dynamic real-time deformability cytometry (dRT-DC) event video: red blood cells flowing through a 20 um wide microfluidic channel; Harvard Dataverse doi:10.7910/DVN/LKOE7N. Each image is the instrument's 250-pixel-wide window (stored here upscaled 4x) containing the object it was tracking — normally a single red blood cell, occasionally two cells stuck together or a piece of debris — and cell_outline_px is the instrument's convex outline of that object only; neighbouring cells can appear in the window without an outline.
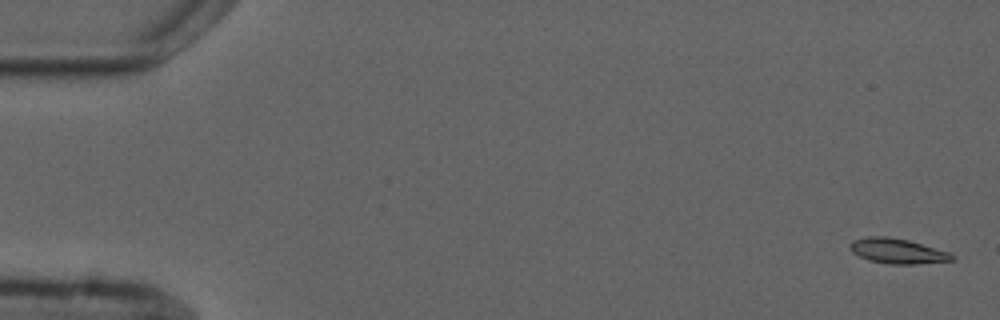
{"species": "common noctule bat (a hibernating species)", "species_latin": "Nyctalus noctula", "temperature_condition": "cold", "stored_images_in_passage": 9, "camera_frame_rate_fps": 3000, "um_per_image_px": 0.085, "animal": {"sex": "male", "forearm_length_mm": 52.5}, "frame": {"image": 1, "passage_image": 1, "time_ms": 0.0, "image_size_px": [1000, 320], "cell_outline_px": [[956, 260], [916, 264], [888, 264], [868, 260], [852, 252], [848, 248], [848, 244], [852, 240], [868, 236], [884, 236], [908, 240], [948, 252], [956, 256]], "centroid_in_image_um": [76.25, 21.34], "position_along_channel_um": 8.7, "area_um2": 14.97}}
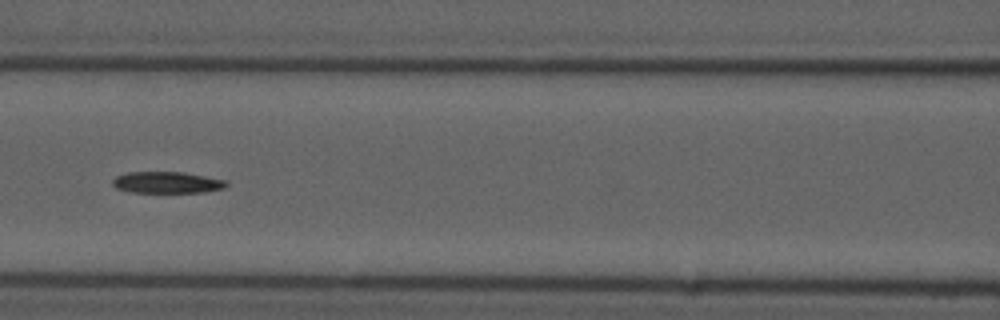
{"frame": {"image": 2, "passage_image": 7, "time_ms": 7.667, "image_size_px": [1000, 320], "cell_outline_px": [[228, 184], [224, 188], [204, 192], [128, 192], [116, 188], [112, 184], [112, 180], [116, 176], [128, 172], [184, 172], [228, 180]], "centroid_in_image_um": [14.2, 15.5], "position_along_channel_um": 152.4, "area_um2": 14.33}}
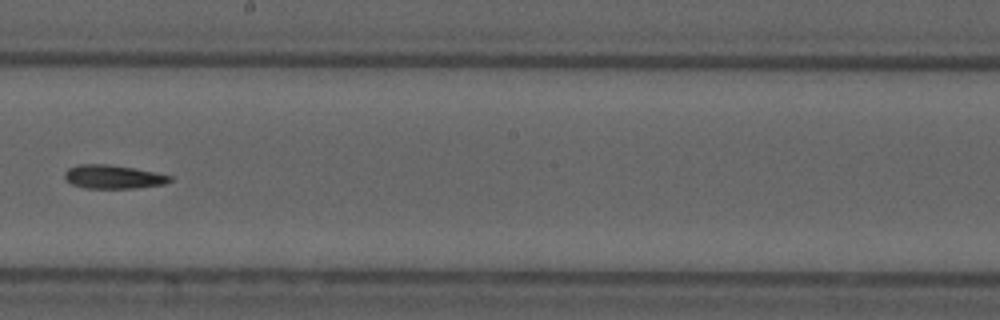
{"frame": {"image": 3, "passage_image": 9, "time_ms": 10.0, "image_size_px": [1000, 320], "cell_outline_px": [[172, 180], [164, 184], [136, 188], [84, 188], [72, 184], [64, 180], [64, 172], [68, 168], [80, 164], [108, 164], [132, 168], [172, 176]], "centroid_in_image_um": [9.57, 15.03], "position_along_channel_um": 238.6, "area_um2": 14.45}}